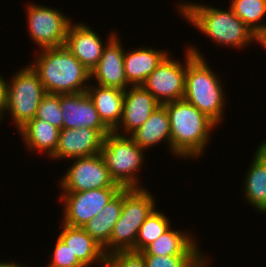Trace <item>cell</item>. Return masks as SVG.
I'll list each match as a JSON object with an SVG mask.
<instances>
[{"mask_svg": "<svg viewBox=\"0 0 266 267\" xmlns=\"http://www.w3.org/2000/svg\"><path fill=\"white\" fill-rule=\"evenodd\" d=\"M42 50L30 66L46 93L76 94L88 89L90 71L65 46Z\"/></svg>", "mask_w": 266, "mask_h": 267, "instance_id": "cell-1", "label": "cell"}, {"mask_svg": "<svg viewBox=\"0 0 266 267\" xmlns=\"http://www.w3.org/2000/svg\"><path fill=\"white\" fill-rule=\"evenodd\" d=\"M198 48L187 47L183 99L195 106L216 125L222 122L225 92L218 75L208 66Z\"/></svg>", "mask_w": 266, "mask_h": 267, "instance_id": "cell-2", "label": "cell"}, {"mask_svg": "<svg viewBox=\"0 0 266 267\" xmlns=\"http://www.w3.org/2000/svg\"><path fill=\"white\" fill-rule=\"evenodd\" d=\"M179 10L188 22L210 37L219 46L244 48L257 41V36L242 22L233 10H223L198 3H181Z\"/></svg>", "mask_w": 266, "mask_h": 267, "instance_id": "cell-3", "label": "cell"}, {"mask_svg": "<svg viewBox=\"0 0 266 267\" xmlns=\"http://www.w3.org/2000/svg\"><path fill=\"white\" fill-rule=\"evenodd\" d=\"M170 120L171 152L185 157L204 153L216 124L184 99L163 104Z\"/></svg>", "mask_w": 266, "mask_h": 267, "instance_id": "cell-4", "label": "cell"}, {"mask_svg": "<svg viewBox=\"0 0 266 267\" xmlns=\"http://www.w3.org/2000/svg\"><path fill=\"white\" fill-rule=\"evenodd\" d=\"M155 198L150 190L123 189V207L109 242L103 247L109 255L117 251H135L139 229L146 218L156 208Z\"/></svg>", "mask_w": 266, "mask_h": 267, "instance_id": "cell-5", "label": "cell"}, {"mask_svg": "<svg viewBox=\"0 0 266 267\" xmlns=\"http://www.w3.org/2000/svg\"><path fill=\"white\" fill-rule=\"evenodd\" d=\"M120 132V133H119ZM110 132L105 138L100 150L112 180L122 189H141L136 172L144 162L143 150L130 136ZM141 166V167H140Z\"/></svg>", "mask_w": 266, "mask_h": 267, "instance_id": "cell-6", "label": "cell"}, {"mask_svg": "<svg viewBox=\"0 0 266 267\" xmlns=\"http://www.w3.org/2000/svg\"><path fill=\"white\" fill-rule=\"evenodd\" d=\"M11 80L7 83V110L19 131L35 117L40 101L47 93L30 65L16 71Z\"/></svg>", "mask_w": 266, "mask_h": 267, "instance_id": "cell-7", "label": "cell"}, {"mask_svg": "<svg viewBox=\"0 0 266 267\" xmlns=\"http://www.w3.org/2000/svg\"><path fill=\"white\" fill-rule=\"evenodd\" d=\"M28 33L39 48H57L64 46L67 31L72 23L64 13L56 8L28 4Z\"/></svg>", "mask_w": 266, "mask_h": 267, "instance_id": "cell-8", "label": "cell"}, {"mask_svg": "<svg viewBox=\"0 0 266 267\" xmlns=\"http://www.w3.org/2000/svg\"><path fill=\"white\" fill-rule=\"evenodd\" d=\"M61 178L62 193L89 191L99 188H121L111 178L100 153L76 158Z\"/></svg>", "mask_w": 266, "mask_h": 267, "instance_id": "cell-9", "label": "cell"}, {"mask_svg": "<svg viewBox=\"0 0 266 267\" xmlns=\"http://www.w3.org/2000/svg\"><path fill=\"white\" fill-rule=\"evenodd\" d=\"M122 190V188H99L89 191L62 193L64 224L84 227L94 216Z\"/></svg>", "mask_w": 266, "mask_h": 267, "instance_id": "cell-10", "label": "cell"}, {"mask_svg": "<svg viewBox=\"0 0 266 267\" xmlns=\"http://www.w3.org/2000/svg\"><path fill=\"white\" fill-rule=\"evenodd\" d=\"M167 55L146 78L142 86L161 104L181 100L185 93L186 62L181 64Z\"/></svg>", "mask_w": 266, "mask_h": 267, "instance_id": "cell-11", "label": "cell"}, {"mask_svg": "<svg viewBox=\"0 0 266 267\" xmlns=\"http://www.w3.org/2000/svg\"><path fill=\"white\" fill-rule=\"evenodd\" d=\"M60 111L63 120V128L96 129L104 137L111 132L101 121L86 91L76 94H60Z\"/></svg>", "mask_w": 266, "mask_h": 267, "instance_id": "cell-12", "label": "cell"}, {"mask_svg": "<svg viewBox=\"0 0 266 267\" xmlns=\"http://www.w3.org/2000/svg\"><path fill=\"white\" fill-rule=\"evenodd\" d=\"M119 40L116 33L109 35L100 61L90 73L91 79H96V84L125 91L130 85L124 70L125 51Z\"/></svg>", "mask_w": 266, "mask_h": 267, "instance_id": "cell-13", "label": "cell"}, {"mask_svg": "<svg viewBox=\"0 0 266 267\" xmlns=\"http://www.w3.org/2000/svg\"><path fill=\"white\" fill-rule=\"evenodd\" d=\"M104 136L96 129L63 128L59 132V142L55 153L50 159H76L100 153Z\"/></svg>", "mask_w": 266, "mask_h": 267, "instance_id": "cell-14", "label": "cell"}, {"mask_svg": "<svg viewBox=\"0 0 266 267\" xmlns=\"http://www.w3.org/2000/svg\"><path fill=\"white\" fill-rule=\"evenodd\" d=\"M124 92L122 119L113 131L118 133L120 127L130 136L137 130L161 104L142 85L130 86Z\"/></svg>", "mask_w": 266, "mask_h": 267, "instance_id": "cell-15", "label": "cell"}, {"mask_svg": "<svg viewBox=\"0 0 266 267\" xmlns=\"http://www.w3.org/2000/svg\"><path fill=\"white\" fill-rule=\"evenodd\" d=\"M64 46L91 72L100 61L105 45L89 26L71 23Z\"/></svg>", "mask_w": 266, "mask_h": 267, "instance_id": "cell-16", "label": "cell"}, {"mask_svg": "<svg viewBox=\"0 0 266 267\" xmlns=\"http://www.w3.org/2000/svg\"><path fill=\"white\" fill-rule=\"evenodd\" d=\"M60 227H62V231H60L59 237L84 267L93 266L94 262H99L100 267H106L107 255L104 253L103 247L82 227H71L64 223Z\"/></svg>", "mask_w": 266, "mask_h": 267, "instance_id": "cell-17", "label": "cell"}, {"mask_svg": "<svg viewBox=\"0 0 266 267\" xmlns=\"http://www.w3.org/2000/svg\"><path fill=\"white\" fill-rule=\"evenodd\" d=\"M88 86L86 93L91 98L104 125L113 132L122 119L124 92L113 87L96 84Z\"/></svg>", "mask_w": 266, "mask_h": 267, "instance_id": "cell-18", "label": "cell"}, {"mask_svg": "<svg viewBox=\"0 0 266 267\" xmlns=\"http://www.w3.org/2000/svg\"><path fill=\"white\" fill-rule=\"evenodd\" d=\"M255 153L243 182L244 198L257 211L266 213V140Z\"/></svg>", "mask_w": 266, "mask_h": 267, "instance_id": "cell-19", "label": "cell"}, {"mask_svg": "<svg viewBox=\"0 0 266 267\" xmlns=\"http://www.w3.org/2000/svg\"><path fill=\"white\" fill-rule=\"evenodd\" d=\"M167 55L166 51L146 47L130 50L128 53L125 51L124 70L128 84L142 85Z\"/></svg>", "mask_w": 266, "mask_h": 267, "instance_id": "cell-20", "label": "cell"}, {"mask_svg": "<svg viewBox=\"0 0 266 267\" xmlns=\"http://www.w3.org/2000/svg\"><path fill=\"white\" fill-rule=\"evenodd\" d=\"M186 233L170 228L141 253L155 256H203L204 254L198 251L200 249L196 240Z\"/></svg>", "mask_w": 266, "mask_h": 267, "instance_id": "cell-21", "label": "cell"}, {"mask_svg": "<svg viewBox=\"0 0 266 267\" xmlns=\"http://www.w3.org/2000/svg\"><path fill=\"white\" fill-rule=\"evenodd\" d=\"M130 137L145 150L164 140L171 151L170 120L166 108L159 106Z\"/></svg>", "mask_w": 266, "mask_h": 267, "instance_id": "cell-22", "label": "cell"}, {"mask_svg": "<svg viewBox=\"0 0 266 267\" xmlns=\"http://www.w3.org/2000/svg\"><path fill=\"white\" fill-rule=\"evenodd\" d=\"M20 135L30 150L44 151L51 157L58 146L60 129L52 124L33 118L20 130Z\"/></svg>", "mask_w": 266, "mask_h": 267, "instance_id": "cell-23", "label": "cell"}, {"mask_svg": "<svg viewBox=\"0 0 266 267\" xmlns=\"http://www.w3.org/2000/svg\"><path fill=\"white\" fill-rule=\"evenodd\" d=\"M123 207V189L84 227H82L100 246L110 240L114 226L120 218Z\"/></svg>", "mask_w": 266, "mask_h": 267, "instance_id": "cell-24", "label": "cell"}, {"mask_svg": "<svg viewBox=\"0 0 266 267\" xmlns=\"http://www.w3.org/2000/svg\"><path fill=\"white\" fill-rule=\"evenodd\" d=\"M230 5L234 14L257 37L264 31L265 23L262 21V18L266 16V0H232Z\"/></svg>", "mask_w": 266, "mask_h": 267, "instance_id": "cell-25", "label": "cell"}, {"mask_svg": "<svg viewBox=\"0 0 266 267\" xmlns=\"http://www.w3.org/2000/svg\"><path fill=\"white\" fill-rule=\"evenodd\" d=\"M169 219L156 208L141 225L136 239V252H142L170 229Z\"/></svg>", "mask_w": 266, "mask_h": 267, "instance_id": "cell-26", "label": "cell"}, {"mask_svg": "<svg viewBox=\"0 0 266 267\" xmlns=\"http://www.w3.org/2000/svg\"><path fill=\"white\" fill-rule=\"evenodd\" d=\"M143 256L147 267H207L209 265L207 256Z\"/></svg>", "mask_w": 266, "mask_h": 267, "instance_id": "cell-27", "label": "cell"}, {"mask_svg": "<svg viewBox=\"0 0 266 267\" xmlns=\"http://www.w3.org/2000/svg\"><path fill=\"white\" fill-rule=\"evenodd\" d=\"M34 118L44 120L62 130L63 120L60 111V94L47 93L40 101Z\"/></svg>", "mask_w": 266, "mask_h": 267, "instance_id": "cell-28", "label": "cell"}, {"mask_svg": "<svg viewBox=\"0 0 266 267\" xmlns=\"http://www.w3.org/2000/svg\"><path fill=\"white\" fill-rule=\"evenodd\" d=\"M106 267H147L141 252L117 251L107 255Z\"/></svg>", "mask_w": 266, "mask_h": 267, "instance_id": "cell-29", "label": "cell"}, {"mask_svg": "<svg viewBox=\"0 0 266 267\" xmlns=\"http://www.w3.org/2000/svg\"><path fill=\"white\" fill-rule=\"evenodd\" d=\"M50 262L48 267H84L59 236Z\"/></svg>", "mask_w": 266, "mask_h": 267, "instance_id": "cell-30", "label": "cell"}, {"mask_svg": "<svg viewBox=\"0 0 266 267\" xmlns=\"http://www.w3.org/2000/svg\"><path fill=\"white\" fill-rule=\"evenodd\" d=\"M7 111V81L0 75V121Z\"/></svg>", "mask_w": 266, "mask_h": 267, "instance_id": "cell-31", "label": "cell"}, {"mask_svg": "<svg viewBox=\"0 0 266 267\" xmlns=\"http://www.w3.org/2000/svg\"><path fill=\"white\" fill-rule=\"evenodd\" d=\"M257 42L266 50V31H263L257 38Z\"/></svg>", "mask_w": 266, "mask_h": 267, "instance_id": "cell-32", "label": "cell"}, {"mask_svg": "<svg viewBox=\"0 0 266 267\" xmlns=\"http://www.w3.org/2000/svg\"><path fill=\"white\" fill-rule=\"evenodd\" d=\"M0 267H25V266H21L18 263L15 264V262H0Z\"/></svg>", "mask_w": 266, "mask_h": 267, "instance_id": "cell-33", "label": "cell"}]
</instances>
